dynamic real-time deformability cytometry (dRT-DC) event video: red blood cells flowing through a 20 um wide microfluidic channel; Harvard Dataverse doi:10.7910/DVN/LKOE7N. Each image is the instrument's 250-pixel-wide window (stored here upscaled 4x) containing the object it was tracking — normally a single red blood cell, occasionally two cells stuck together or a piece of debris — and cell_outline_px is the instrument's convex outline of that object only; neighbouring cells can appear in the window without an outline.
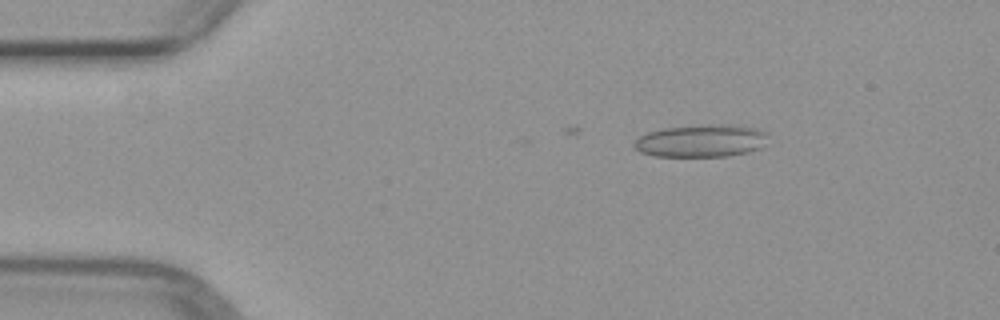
{"species": "common noctule bat (a hibernating species)", "species_latin": "Nyctalus noctula", "temperature_condition": "warm", "stored_images_in_passage": 3, "camera_frame_rate_fps": 3000, "um_per_image_px": 0.085, "animal": {"sex": "female", "body_mass_g": 29.2, "forearm_length_mm": 56.3}, "frame": {"image": 1, "passage_image": 1, "time_ms": 0.0, "image_size_px": [1000, 320], "cell_outline_px": [[768, 136], [764, 148], [748, 152], [728, 156], [652, 156], [640, 152], [632, 144], [640, 136], [648, 132], [664, 128], [708, 124], [740, 124], [756, 128], [768, 132]], "centroid_in_image_um": [59.68, 11.96], "position_along_channel_um": 25.3, "area_um2": 25.84}}
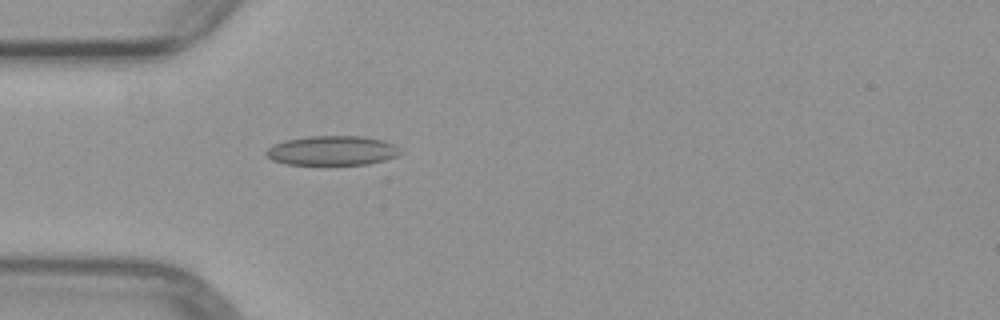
{"frame": {"image": 2, "passage_image": 3, "time_ms": 2.333, "image_size_px": [1000, 320], "cell_outline_px": [[400, 152], [396, 156], [384, 160], [368, 164], [288, 164], [272, 160], [264, 152], [272, 144], [284, 140], [312, 136], [364, 136], [384, 140], [396, 144], [400, 148]], "centroid_in_image_um": [28.25, 12.79], "position_along_channel_um": 56.7, "area_um2": 23.06}}